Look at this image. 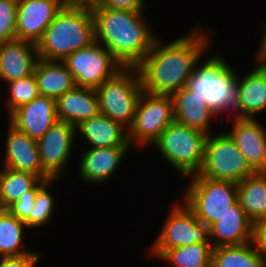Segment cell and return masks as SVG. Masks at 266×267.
<instances>
[{
  "mask_svg": "<svg viewBox=\"0 0 266 267\" xmlns=\"http://www.w3.org/2000/svg\"><path fill=\"white\" fill-rule=\"evenodd\" d=\"M193 30L167 46L156 38L150 52L136 66L144 92L172 95L186 86L211 40L209 33Z\"/></svg>",
  "mask_w": 266,
  "mask_h": 267,
  "instance_id": "cell-1",
  "label": "cell"
},
{
  "mask_svg": "<svg viewBox=\"0 0 266 267\" xmlns=\"http://www.w3.org/2000/svg\"><path fill=\"white\" fill-rule=\"evenodd\" d=\"M142 13L106 7L92 10L95 41L105 46L123 67H136L157 38Z\"/></svg>",
  "mask_w": 266,
  "mask_h": 267,
  "instance_id": "cell-2",
  "label": "cell"
},
{
  "mask_svg": "<svg viewBox=\"0 0 266 267\" xmlns=\"http://www.w3.org/2000/svg\"><path fill=\"white\" fill-rule=\"evenodd\" d=\"M95 42L92 10L63 6L36 44L39 59L63 61L74 51Z\"/></svg>",
  "mask_w": 266,
  "mask_h": 267,
  "instance_id": "cell-3",
  "label": "cell"
},
{
  "mask_svg": "<svg viewBox=\"0 0 266 267\" xmlns=\"http://www.w3.org/2000/svg\"><path fill=\"white\" fill-rule=\"evenodd\" d=\"M231 67L223 56L213 55L195 66L185 86L204 98L207 107L217 116L236 107L239 76Z\"/></svg>",
  "mask_w": 266,
  "mask_h": 267,
  "instance_id": "cell-4",
  "label": "cell"
},
{
  "mask_svg": "<svg viewBox=\"0 0 266 267\" xmlns=\"http://www.w3.org/2000/svg\"><path fill=\"white\" fill-rule=\"evenodd\" d=\"M207 134L172 121L152 144L167 163L185 178L197 174L204 158Z\"/></svg>",
  "mask_w": 266,
  "mask_h": 267,
  "instance_id": "cell-5",
  "label": "cell"
},
{
  "mask_svg": "<svg viewBox=\"0 0 266 267\" xmlns=\"http://www.w3.org/2000/svg\"><path fill=\"white\" fill-rule=\"evenodd\" d=\"M100 113L129 128L143 93L136 67H124L95 89Z\"/></svg>",
  "mask_w": 266,
  "mask_h": 267,
  "instance_id": "cell-6",
  "label": "cell"
},
{
  "mask_svg": "<svg viewBox=\"0 0 266 267\" xmlns=\"http://www.w3.org/2000/svg\"><path fill=\"white\" fill-rule=\"evenodd\" d=\"M191 182L186 189L184 203L196 218L210 227L226 215L237 200V183L213 180L200 176H190Z\"/></svg>",
  "mask_w": 266,
  "mask_h": 267,
  "instance_id": "cell-7",
  "label": "cell"
},
{
  "mask_svg": "<svg viewBox=\"0 0 266 267\" xmlns=\"http://www.w3.org/2000/svg\"><path fill=\"white\" fill-rule=\"evenodd\" d=\"M255 173L227 132L207 135L200 176L238 183Z\"/></svg>",
  "mask_w": 266,
  "mask_h": 267,
  "instance_id": "cell-8",
  "label": "cell"
},
{
  "mask_svg": "<svg viewBox=\"0 0 266 267\" xmlns=\"http://www.w3.org/2000/svg\"><path fill=\"white\" fill-rule=\"evenodd\" d=\"M175 120L172 95L149 94L143 91L136 113L128 128L130 146L153 144L162 131Z\"/></svg>",
  "mask_w": 266,
  "mask_h": 267,
  "instance_id": "cell-9",
  "label": "cell"
},
{
  "mask_svg": "<svg viewBox=\"0 0 266 267\" xmlns=\"http://www.w3.org/2000/svg\"><path fill=\"white\" fill-rule=\"evenodd\" d=\"M62 62L72 74L76 86L92 89L98 88L124 68L113 54L97 41L74 51Z\"/></svg>",
  "mask_w": 266,
  "mask_h": 267,
  "instance_id": "cell-10",
  "label": "cell"
},
{
  "mask_svg": "<svg viewBox=\"0 0 266 267\" xmlns=\"http://www.w3.org/2000/svg\"><path fill=\"white\" fill-rule=\"evenodd\" d=\"M175 205L165 221L159 237L151 248V254L161 257L167 250L196 243H211L209 227L200 222L183 202Z\"/></svg>",
  "mask_w": 266,
  "mask_h": 267,
  "instance_id": "cell-11",
  "label": "cell"
},
{
  "mask_svg": "<svg viewBox=\"0 0 266 267\" xmlns=\"http://www.w3.org/2000/svg\"><path fill=\"white\" fill-rule=\"evenodd\" d=\"M76 126L57 120L45 134L37 140L42 171L50 179L64 175L70 158Z\"/></svg>",
  "mask_w": 266,
  "mask_h": 267,
  "instance_id": "cell-12",
  "label": "cell"
},
{
  "mask_svg": "<svg viewBox=\"0 0 266 267\" xmlns=\"http://www.w3.org/2000/svg\"><path fill=\"white\" fill-rule=\"evenodd\" d=\"M63 6L62 0H18L16 39L37 44Z\"/></svg>",
  "mask_w": 266,
  "mask_h": 267,
  "instance_id": "cell-13",
  "label": "cell"
},
{
  "mask_svg": "<svg viewBox=\"0 0 266 267\" xmlns=\"http://www.w3.org/2000/svg\"><path fill=\"white\" fill-rule=\"evenodd\" d=\"M232 130L227 132L255 172H266V130L257 119H232Z\"/></svg>",
  "mask_w": 266,
  "mask_h": 267,
  "instance_id": "cell-14",
  "label": "cell"
},
{
  "mask_svg": "<svg viewBox=\"0 0 266 267\" xmlns=\"http://www.w3.org/2000/svg\"><path fill=\"white\" fill-rule=\"evenodd\" d=\"M56 99L39 95L9 115V123L35 140L57 121Z\"/></svg>",
  "mask_w": 266,
  "mask_h": 267,
  "instance_id": "cell-15",
  "label": "cell"
},
{
  "mask_svg": "<svg viewBox=\"0 0 266 267\" xmlns=\"http://www.w3.org/2000/svg\"><path fill=\"white\" fill-rule=\"evenodd\" d=\"M8 124L4 166L13 171L35 174L42 180L50 179L42 171L37 140Z\"/></svg>",
  "mask_w": 266,
  "mask_h": 267,
  "instance_id": "cell-16",
  "label": "cell"
},
{
  "mask_svg": "<svg viewBox=\"0 0 266 267\" xmlns=\"http://www.w3.org/2000/svg\"><path fill=\"white\" fill-rule=\"evenodd\" d=\"M39 54L37 45L23 40L0 43V78L11 82L34 73Z\"/></svg>",
  "mask_w": 266,
  "mask_h": 267,
  "instance_id": "cell-17",
  "label": "cell"
},
{
  "mask_svg": "<svg viewBox=\"0 0 266 267\" xmlns=\"http://www.w3.org/2000/svg\"><path fill=\"white\" fill-rule=\"evenodd\" d=\"M255 225L237 201L231 210L209 227L212 247L241 245L254 241Z\"/></svg>",
  "mask_w": 266,
  "mask_h": 267,
  "instance_id": "cell-18",
  "label": "cell"
},
{
  "mask_svg": "<svg viewBox=\"0 0 266 267\" xmlns=\"http://www.w3.org/2000/svg\"><path fill=\"white\" fill-rule=\"evenodd\" d=\"M131 146L89 148L80 160V176L84 182L102 183L118 168Z\"/></svg>",
  "mask_w": 266,
  "mask_h": 267,
  "instance_id": "cell-19",
  "label": "cell"
},
{
  "mask_svg": "<svg viewBox=\"0 0 266 267\" xmlns=\"http://www.w3.org/2000/svg\"><path fill=\"white\" fill-rule=\"evenodd\" d=\"M257 66L243 78L239 76L235 118L254 119L266 111V67Z\"/></svg>",
  "mask_w": 266,
  "mask_h": 267,
  "instance_id": "cell-20",
  "label": "cell"
},
{
  "mask_svg": "<svg viewBox=\"0 0 266 267\" xmlns=\"http://www.w3.org/2000/svg\"><path fill=\"white\" fill-rule=\"evenodd\" d=\"M100 113L95 89L75 86L56 99V115L60 121L77 126Z\"/></svg>",
  "mask_w": 266,
  "mask_h": 267,
  "instance_id": "cell-21",
  "label": "cell"
},
{
  "mask_svg": "<svg viewBox=\"0 0 266 267\" xmlns=\"http://www.w3.org/2000/svg\"><path fill=\"white\" fill-rule=\"evenodd\" d=\"M76 130L83 135L91 148L130 146L128 129L102 113L81 121Z\"/></svg>",
  "mask_w": 266,
  "mask_h": 267,
  "instance_id": "cell-22",
  "label": "cell"
},
{
  "mask_svg": "<svg viewBox=\"0 0 266 267\" xmlns=\"http://www.w3.org/2000/svg\"><path fill=\"white\" fill-rule=\"evenodd\" d=\"M175 121L209 135L211 118L215 114L207 107L204 98L186 87L172 94Z\"/></svg>",
  "mask_w": 266,
  "mask_h": 267,
  "instance_id": "cell-23",
  "label": "cell"
},
{
  "mask_svg": "<svg viewBox=\"0 0 266 267\" xmlns=\"http://www.w3.org/2000/svg\"><path fill=\"white\" fill-rule=\"evenodd\" d=\"M40 95L57 99L76 86L72 74L62 61L39 59L34 71Z\"/></svg>",
  "mask_w": 266,
  "mask_h": 267,
  "instance_id": "cell-24",
  "label": "cell"
},
{
  "mask_svg": "<svg viewBox=\"0 0 266 267\" xmlns=\"http://www.w3.org/2000/svg\"><path fill=\"white\" fill-rule=\"evenodd\" d=\"M237 200L254 225L266 220V172H256L238 182Z\"/></svg>",
  "mask_w": 266,
  "mask_h": 267,
  "instance_id": "cell-25",
  "label": "cell"
},
{
  "mask_svg": "<svg viewBox=\"0 0 266 267\" xmlns=\"http://www.w3.org/2000/svg\"><path fill=\"white\" fill-rule=\"evenodd\" d=\"M211 267H266L254 241L212 249Z\"/></svg>",
  "mask_w": 266,
  "mask_h": 267,
  "instance_id": "cell-26",
  "label": "cell"
},
{
  "mask_svg": "<svg viewBox=\"0 0 266 267\" xmlns=\"http://www.w3.org/2000/svg\"><path fill=\"white\" fill-rule=\"evenodd\" d=\"M41 178L35 174L13 171L9 168L0 170V200L5 209L26 192L30 191Z\"/></svg>",
  "mask_w": 266,
  "mask_h": 267,
  "instance_id": "cell-27",
  "label": "cell"
},
{
  "mask_svg": "<svg viewBox=\"0 0 266 267\" xmlns=\"http://www.w3.org/2000/svg\"><path fill=\"white\" fill-rule=\"evenodd\" d=\"M25 222L16 218L5 209L0 214V256H19L31 253L29 249H21Z\"/></svg>",
  "mask_w": 266,
  "mask_h": 267,
  "instance_id": "cell-28",
  "label": "cell"
},
{
  "mask_svg": "<svg viewBox=\"0 0 266 267\" xmlns=\"http://www.w3.org/2000/svg\"><path fill=\"white\" fill-rule=\"evenodd\" d=\"M212 244L196 243L167 250L161 257L174 267H211Z\"/></svg>",
  "mask_w": 266,
  "mask_h": 267,
  "instance_id": "cell-29",
  "label": "cell"
},
{
  "mask_svg": "<svg viewBox=\"0 0 266 267\" xmlns=\"http://www.w3.org/2000/svg\"><path fill=\"white\" fill-rule=\"evenodd\" d=\"M57 179L40 180L37 183V194L35 204L31 211V228H37L46 225L53 216L55 201L52 193L48 191V186Z\"/></svg>",
  "mask_w": 266,
  "mask_h": 267,
  "instance_id": "cell-30",
  "label": "cell"
},
{
  "mask_svg": "<svg viewBox=\"0 0 266 267\" xmlns=\"http://www.w3.org/2000/svg\"><path fill=\"white\" fill-rule=\"evenodd\" d=\"M8 83L10 95H8L9 97L7 98L6 106L9 115L40 95L34 73Z\"/></svg>",
  "mask_w": 266,
  "mask_h": 267,
  "instance_id": "cell-31",
  "label": "cell"
},
{
  "mask_svg": "<svg viewBox=\"0 0 266 267\" xmlns=\"http://www.w3.org/2000/svg\"><path fill=\"white\" fill-rule=\"evenodd\" d=\"M18 0H0V43L16 39Z\"/></svg>",
  "mask_w": 266,
  "mask_h": 267,
  "instance_id": "cell-32",
  "label": "cell"
},
{
  "mask_svg": "<svg viewBox=\"0 0 266 267\" xmlns=\"http://www.w3.org/2000/svg\"><path fill=\"white\" fill-rule=\"evenodd\" d=\"M36 194L37 184L7 208L16 218L25 222L27 228H31V211L35 204Z\"/></svg>",
  "mask_w": 266,
  "mask_h": 267,
  "instance_id": "cell-33",
  "label": "cell"
},
{
  "mask_svg": "<svg viewBox=\"0 0 266 267\" xmlns=\"http://www.w3.org/2000/svg\"><path fill=\"white\" fill-rule=\"evenodd\" d=\"M39 258L35 252L19 256H2L0 257V267H35Z\"/></svg>",
  "mask_w": 266,
  "mask_h": 267,
  "instance_id": "cell-34",
  "label": "cell"
},
{
  "mask_svg": "<svg viewBox=\"0 0 266 267\" xmlns=\"http://www.w3.org/2000/svg\"><path fill=\"white\" fill-rule=\"evenodd\" d=\"M100 7L142 12L147 5L144 4V0H101Z\"/></svg>",
  "mask_w": 266,
  "mask_h": 267,
  "instance_id": "cell-35",
  "label": "cell"
},
{
  "mask_svg": "<svg viewBox=\"0 0 266 267\" xmlns=\"http://www.w3.org/2000/svg\"><path fill=\"white\" fill-rule=\"evenodd\" d=\"M254 242L259 252L266 258V220L255 225Z\"/></svg>",
  "mask_w": 266,
  "mask_h": 267,
  "instance_id": "cell-36",
  "label": "cell"
},
{
  "mask_svg": "<svg viewBox=\"0 0 266 267\" xmlns=\"http://www.w3.org/2000/svg\"><path fill=\"white\" fill-rule=\"evenodd\" d=\"M62 2L66 7L93 10L97 7H100L101 0H62Z\"/></svg>",
  "mask_w": 266,
  "mask_h": 267,
  "instance_id": "cell-37",
  "label": "cell"
},
{
  "mask_svg": "<svg viewBox=\"0 0 266 267\" xmlns=\"http://www.w3.org/2000/svg\"><path fill=\"white\" fill-rule=\"evenodd\" d=\"M264 27H266V24ZM257 52L258 53L256 54L255 58L256 62L259 63V66L266 67V30Z\"/></svg>",
  "mask_w": 266,
  "mask_h": 267,
  "instance_id": "cell-38",
  "label": "cell"
},
{
  "mask_svg": "<svg viewBox=\"0 0 266 267\" xmlns=\"http://www.w3.org/2000/svg\"><path fill=\"white\" fill-rule=\"evenodd\" d=\"M5 210V208L3 207L1 200H0V214Z\"/></svg>",
  "mask_w": 266,
  "mask_h": 267,
  "instance_id": "cell-39",
  "label": "cell"
}]
</instances>
